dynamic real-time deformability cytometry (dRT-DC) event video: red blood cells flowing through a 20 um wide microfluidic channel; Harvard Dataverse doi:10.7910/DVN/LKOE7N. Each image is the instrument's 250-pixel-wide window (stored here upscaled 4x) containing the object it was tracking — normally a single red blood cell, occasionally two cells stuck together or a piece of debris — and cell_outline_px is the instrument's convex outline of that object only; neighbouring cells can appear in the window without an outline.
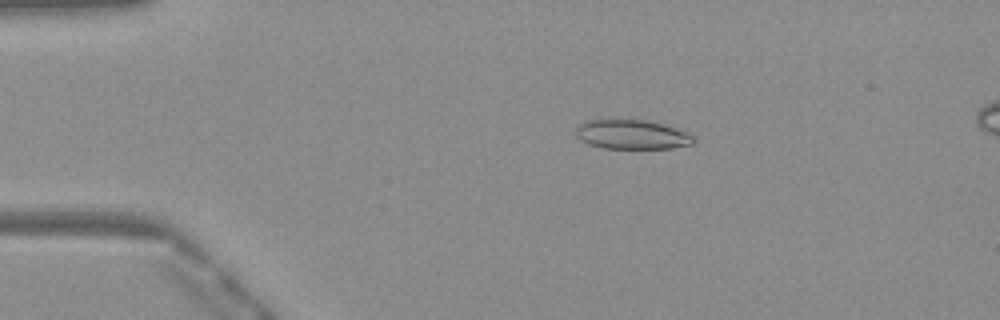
{"species": "Egyptian fruit bat (a non-hibernating species)", "species_latin": "Rousettus aegyptiacus", "temperature_condition": "warm", "stored_images_in_passage": 49, "camera_frame_rate_fps": 3000, "um_per_image_px": 0.085, "frame": {"image": 1, "passage_image": 9, "time_ms": 2.667, "image_size_px": [1000, 320], "cell_outline_px": [[696, 140], [692, 144], [672, 148], [604, 148], [588, 144], [580, 140], [576, 136], [576, 128], [584, 120], [648, 120], [664, 124], [688, 132]], "centroid_in_image_um": [53.72, 11.43], "position_along_channel_um": 31.3, "area_um2": 20.17}}
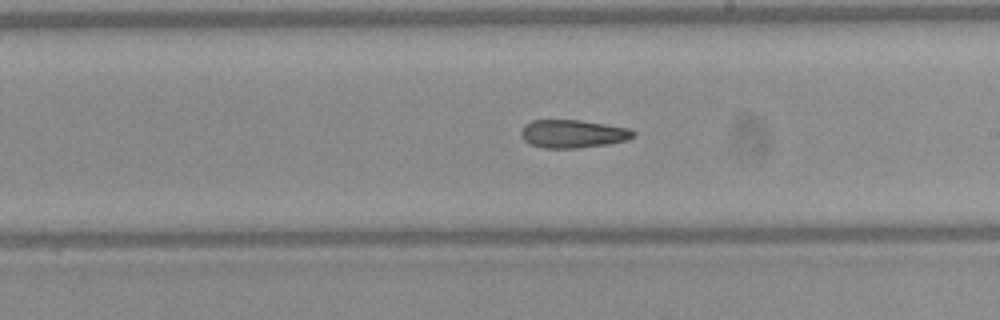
{"frame": {"image": 2, "passage_image": 28, "time_ms": 9.0, "image_size_px": [1000, 320], "cell_outline_px": [[636, 136], [628, 140], [608, 144], [576, 148], [544, 148], [532, 144], [524, 140], [520, 132], [524, 124], [532, 120], [580, 120], [632, 128], [636, 132]], "centroid_in_image_um": [48.74, 11.36], "position_along_channel_um": 240.3, "area_um2": 18.55}}
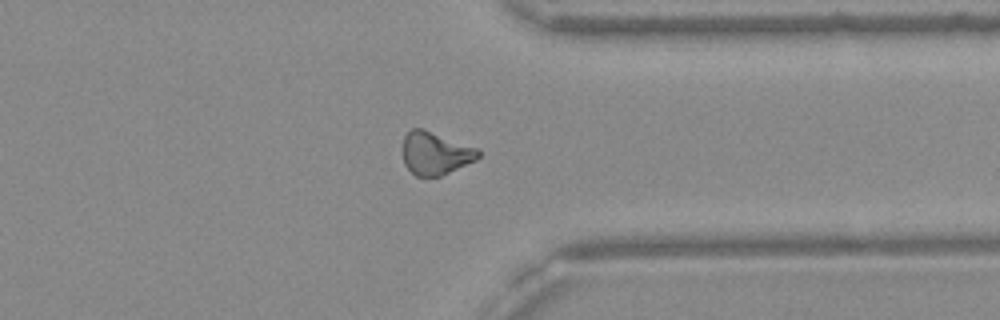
{"frame": {"image": 3, "passage_image": 38, "time_ms": 12.333, "image_size_px": [1000, 320], "cell_outline_px": [[480, 156], [476, 160], [440, 176], [416, 176], [404, 164], [400, 148], [404, 136], [412, 128], [424, 128], [480, 148]], "centroid_in_image_um": [36.99, 12.99], "position_along_channel_um": 374.4, "area_um2": 19.36}, "authors_computed_cell_mechanics": {"area_um2": 19.3052, "velocity_mm_per_s": 4.114, "shape_relaxation_time_tau1_ms": null, "shape_relaxation_time_tau2_ms": 9.0243, "deformation_change_tau1": null, "deformation_change_tau2": 0.2146}}